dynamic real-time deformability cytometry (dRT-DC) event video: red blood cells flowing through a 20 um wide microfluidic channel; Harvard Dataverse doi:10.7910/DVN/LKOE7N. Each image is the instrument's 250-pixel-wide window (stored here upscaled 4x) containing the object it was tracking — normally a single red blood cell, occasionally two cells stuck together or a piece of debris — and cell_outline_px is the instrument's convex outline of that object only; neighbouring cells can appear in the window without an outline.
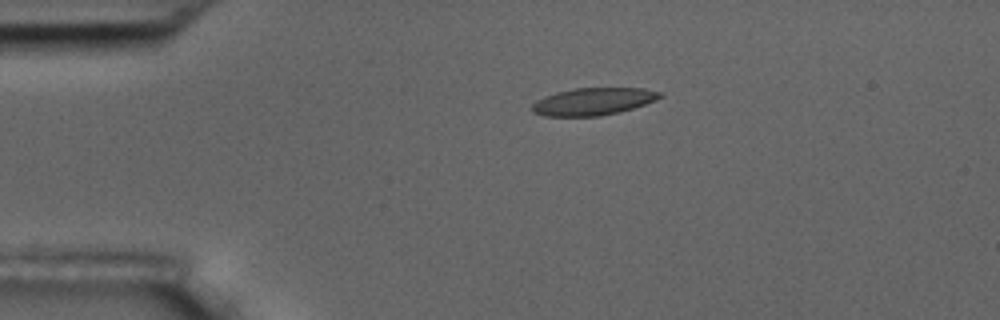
{"species": "common noctule bat (a hibernating species)", "species_latin": "Nyctalus noctula", "temperature_condition": "room temperature", "stored_images_in_passage": 8, "camera_frame_rate_fps": 3000, "um_per_image_px": 0.085, "animal": {"sex": "male", "body_mass_g": 17.5, "forearm_length_mm": 52.3}, "frame": {"image": 1, "passage_image": 1, "time_ms": 0.0, "image_size_px": [1000, 320], "cell_outline_px": [[664, 96], [656, 100], [620, 112], [600, 116], [544, 116], [532, 112], [532, 104], [536, 100], [544, 96], [556, 92], [576, 88], [644, 88], [664, 92]], "centroid_in_image_um": [50.44, 8.62], "position_along_channel_um": 34.6, "area_um2": 20.52}}
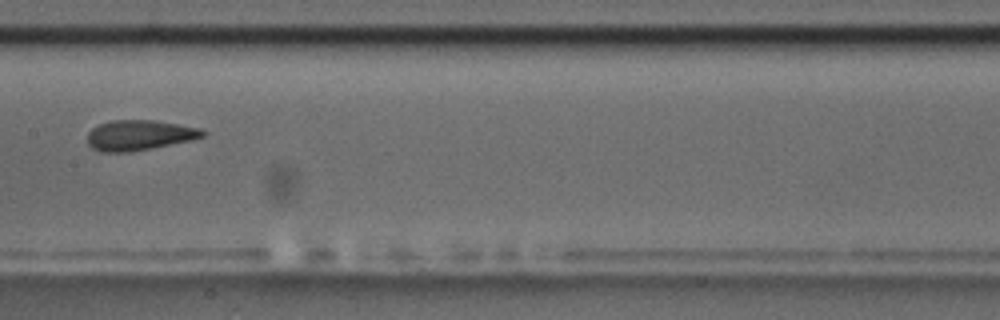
{"frame": {"image": 2, "passage_image": 6, "time_ms": 5.667, "image_size_px": [1000, 320], "cell_outline_px": [[208, 132], [204, 136], [192, 140], [132, 152], [100, 152], [92, 148], [88, 144], [88, 132], [92, 128], [100, 124], [112, 120], [156, 120], [200, 128]], "centroid_in_image_um": [11.85, 11.49], "position_along_channel_um": 195.5, "area_um2": 20.46}}
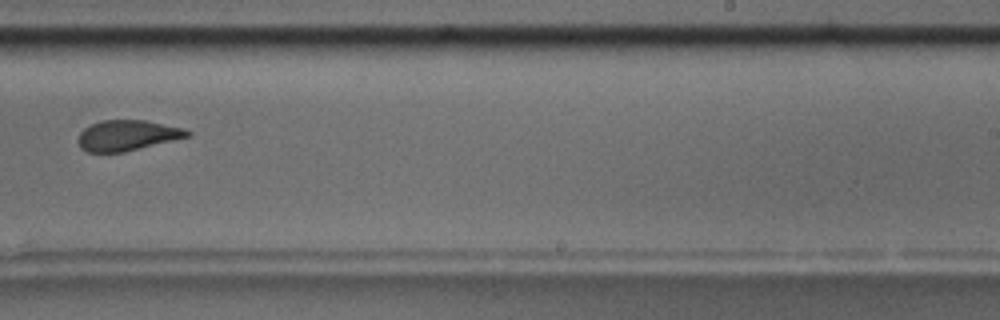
{"frame": {"image": 3, "passage_image": 8, "time_ms": 8.0, "image_size_px": [1000, 320], "cell_outline_px": [[192, 132], [188, 136], [124, 152], [88, 152], [80, 148], [76, 140], [80, 132], [84, 128], [92, 124], [104, 120], [144, 120], [184, 128]], "centroid_in_image_um": [10.77, 11.51], "position_along_channel_um": 278.2, "area_um2": 19.25}}